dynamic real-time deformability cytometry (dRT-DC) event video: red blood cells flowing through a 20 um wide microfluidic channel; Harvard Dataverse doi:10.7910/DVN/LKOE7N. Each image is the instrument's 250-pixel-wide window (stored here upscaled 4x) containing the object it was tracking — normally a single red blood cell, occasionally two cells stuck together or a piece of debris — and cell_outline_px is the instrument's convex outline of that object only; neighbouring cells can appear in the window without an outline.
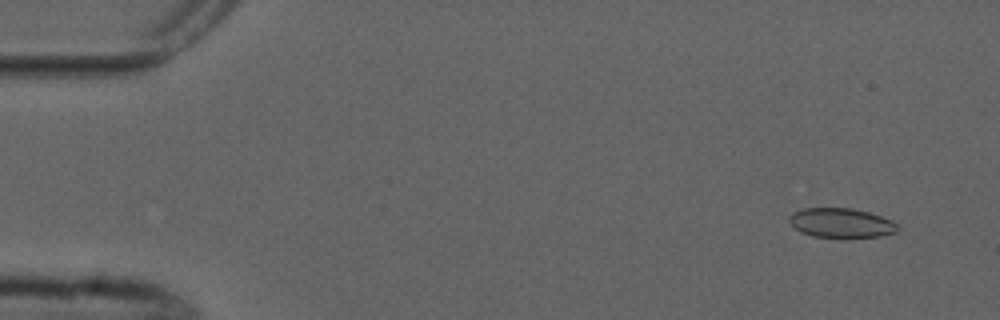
{"species": "common noctule bat (a hibernating species)", "species_latin": "Nyctalus noctula", "temperature_condition": "cold", "stored_images_in_passage": 4, "camera_frame_rate_fps": 3000, "um_per_image_px": 0.085, "animal": {"sex": "male", "forearm_length_mm": 52.5}, "frame": {"image": 1, "passage_image": 1, "time_ms": 0.0, "image_size_px": [1000, 320], "cell_outline_px": [[900, 228], [896, 232], [880, 236], [848, 240], [840, 240], [812, 236], [800, 232], [788, 220], [788, 216], [792, 212], [800, 208], [852, 208], [868, 212], [892, 220]], "centroid_in_image_um": [71.49, 18.99], "position_along_channel_um": 13.5, "area_um2": 19.48}}
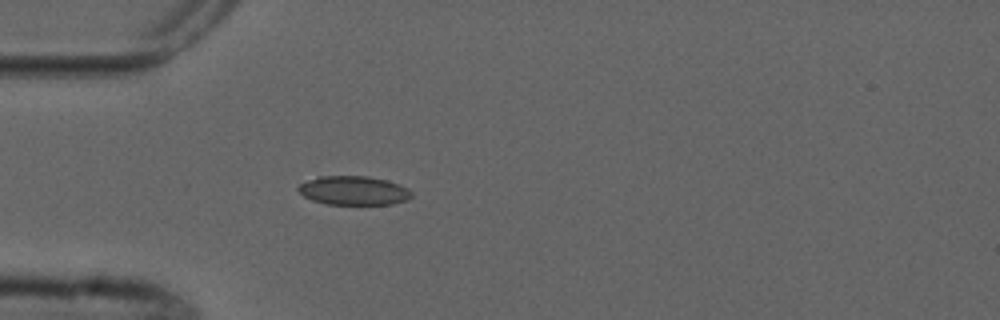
{"frame": {"image": 2, "passage_image": 4, "time_ms": 4.0, "image_size_px": [1000, 320], "cell_outline_px": [[412, 196], [408, 200], [392, 204], [328, 204], [312, 200], [304, 196], [296, 188], [300, 184], [316, 176], [368, 176], [400, 184], [408, 188], [412, 192]], "centroid_in_image_um": [30.07, 16.19], "position_along_channel_um": 54.9, "area_um2": 19.13}}